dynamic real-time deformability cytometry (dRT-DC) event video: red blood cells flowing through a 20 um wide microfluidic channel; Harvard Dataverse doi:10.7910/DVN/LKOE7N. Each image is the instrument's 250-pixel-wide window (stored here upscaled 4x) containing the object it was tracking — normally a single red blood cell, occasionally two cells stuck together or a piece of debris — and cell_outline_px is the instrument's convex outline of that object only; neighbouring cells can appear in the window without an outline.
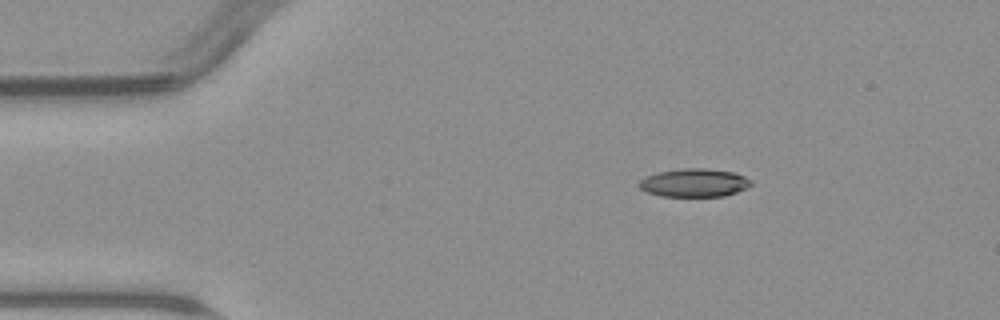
{"species": "common noctule bat (a hibernating species)", "species_latin": "Nyctalus noctula", "temperature_condition": "warm", "stored_images_in_passage": 8, "camera_frame_rate_fps": 3000, "um_per_image_px": 0.085, "animal": {"sex": "male", "body_mass_g": 23.1, "forearm_length_mm": 52.7}, "frame": {"image": 1, "passage_image": 1, "time_ms": 0.0, "image_size_px": [1000, 320], "cell_outline_px": [[752, 184], [748, 188], [724, 196], [660, 196], [648, 192], [640, 188], [636, 184], [640, 180], [648, 176], [660, 172], [684, 168], [708, 168], [736, 172], [752, 180]], "centroid_in_image_um": [59.05, 15.53], "position_along_channel_um": 25.9, "area_um2": 18.5}}
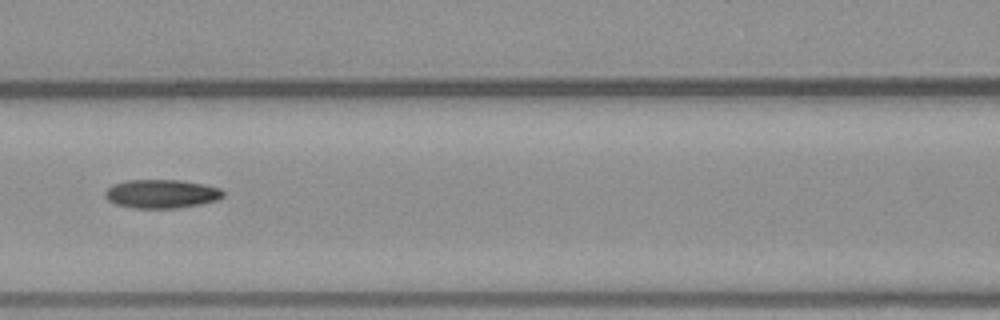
{"frame": {"image": 2, "passage_image": 5, "time_ms": 5.0, "image_size_px": [1000, 320], "cell_outline_px": [[224, 196], [216, 200], [200, 204], [176, 208], [132, 208], [116, 204], [108, 200], [104, 196], [104, 192], [112, 184], [124, 180], [180, 180], [204, 184], [220, 188], [224, 192]], "centroid_in_image_um": [13.7, 16.47], "position_along_channel_um": 152.9, "area_um2": 19.83}}
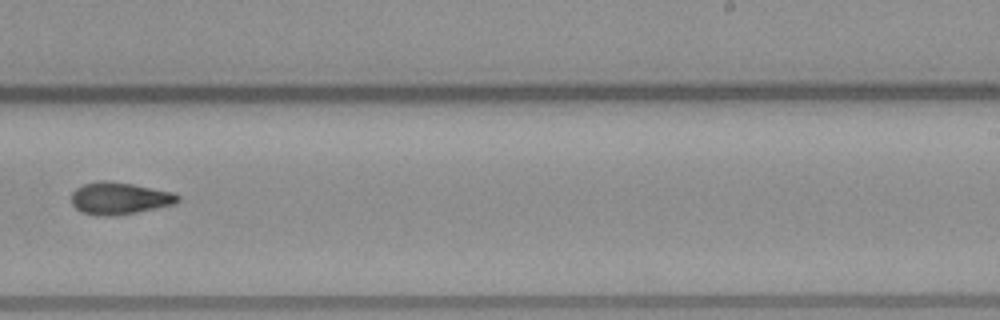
{"frame": {"image": 3, "passage_image": 8, "time_ms": 8.333, "image_size_px": [1000, 320], "cell_outline_px": [[180, 200], [176, 204], [136, 212], [112, 216], [96, 216], [80, 212], [72, 204], [72, 192], [76, 188], [84, 184], [104, 180], [108, 180], [132, 184], [176, 192], [180, 196]], "centroid_in_image_um": [10.18, 16.86], "position_along_channel_um": 278.8, "area_um2": 20.11}}